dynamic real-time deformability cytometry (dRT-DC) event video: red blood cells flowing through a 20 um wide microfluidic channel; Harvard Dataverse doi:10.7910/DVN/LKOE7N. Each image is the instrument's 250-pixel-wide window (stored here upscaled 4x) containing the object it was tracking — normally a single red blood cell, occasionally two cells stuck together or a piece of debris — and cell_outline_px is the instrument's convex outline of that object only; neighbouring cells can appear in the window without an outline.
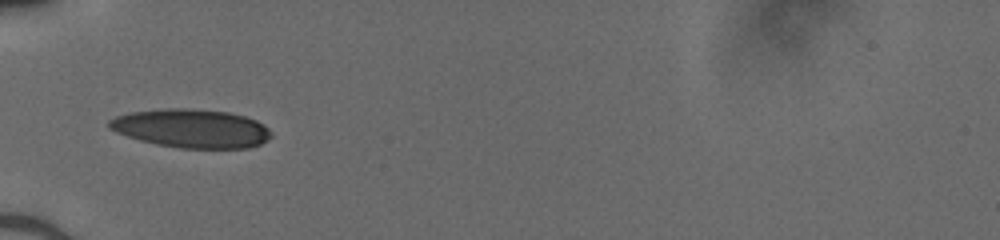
{"species": "human", "species_latin": "Homo sapiens", "temperature_condition": "cold", "stored_images_in_passage": 2, "camera_frame_rate_fps": 3000, "um_per_image_px": 0.085, "donor": {"sex": "male"}, "frame": {"image": 1, "passage_image": 1, "time_ms": 0.0, "image_size_px": [1000, 240], "cell_outline_px": [[272, 136], [268, 140], [260, 144], [248, 148], [180, 148], [156, 144], [140, 140], [116, 132], [108, 128], [108, 120], [116, 116], [128, 112], [164, 108], [184, 108], [228, 112], [244, 116], [256, 120], [264, 124], [268, 128]], "centroid_in_image_um": [16.26, 10.91], "position_along_channel_um": 68.7, "area_um2": 36.59}}